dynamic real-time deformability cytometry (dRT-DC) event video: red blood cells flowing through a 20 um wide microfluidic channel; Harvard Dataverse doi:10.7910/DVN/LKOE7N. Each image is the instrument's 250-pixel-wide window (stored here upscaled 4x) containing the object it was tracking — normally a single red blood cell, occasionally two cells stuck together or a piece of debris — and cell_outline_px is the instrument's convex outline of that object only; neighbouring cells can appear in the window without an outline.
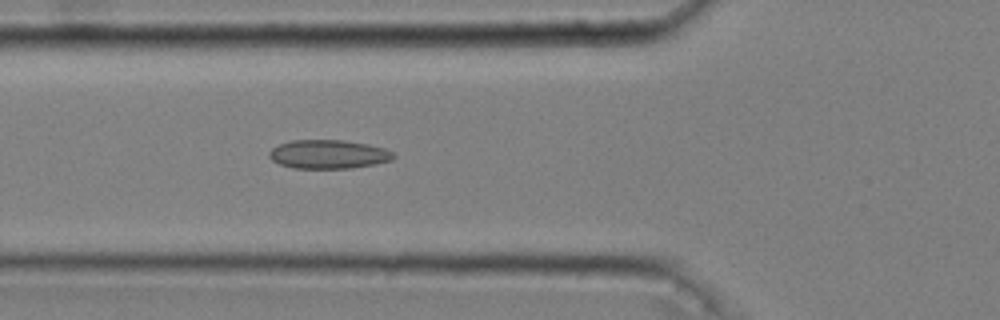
{"species": "common noctule bat (a hibernating species)", "species_latin": "Nyctalus noctula", "temperature_condition": "cold", "stored_images_in_passage": 52, "camera_frame_rate_fps": 3000, "um_per_image_px": 0.085, "animal": {"sex": "male", "body_mass_g": 20.4}, "frame": {"image": 1, "passage_image": 19, "time_ms": 6.0, "image_size_px": [1000, 320], "cell_outline_px": [[396, 156], [392, 160], [352, 168], [292, 168], [280, 164], [272, 160], [268, 156], [268, 152], [272, 148], [280, 144], [292, 140], [344, 140], [368, 144], [384, 148], [392, 152]], "centroid_in_image_um": [27.9, 13.11], "position_along_channel_um": 97.9, "area_um2": 20.81}}
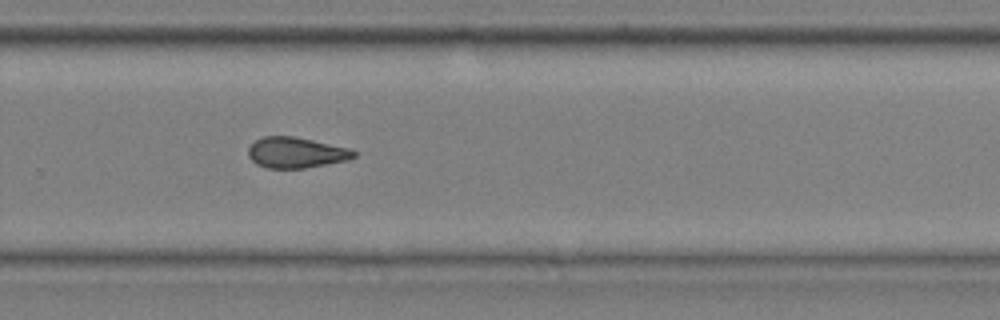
{"frame": {"image": 2, "passage_image": 36, "time_ms": 11.667, "image_size_px": [1000, 320], "cell_outline_px": [[356, 156], [348, 160], [304, 168], [268, 168], [256, 164], [248, 156], [248, 148], [256, 140], [264, 136], [292, 136], [312, 140], [348, 148], [356, 152]], "centroid_in_image_um": [25.14, 12.97], "position_along_channel_um": 304.7, "area_um2": 18.73}}
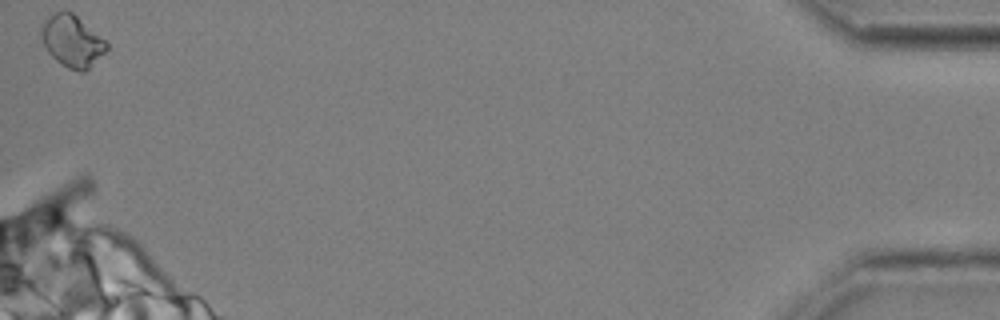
{"frame": {"image": 3, "passage_image": 52, "time_ms": 17.0, "image_size_px": [1000, 320], "cell_outline_px": [[108, 48], [84, 72], [80, 72], [68, 68], [60, 64], [44, 48], [36, 36], [40, 24], [52, 12], [72, 12], [104, 40], [108, 44]], "centroid_in_image_um": [6.01, 3.48], "position_along_channel_um": 429.2, "area_um2": 19.88}, "authors_computed_cell_mechanics": {"area_um2": 19.363, "velocity_mm_per_s": 3.6472, "shape_relaxation_time_tau1_ms": null, "shape_relaxation_time_tau2_ms": 3.5582, "deformation_change_tau1": null, "deformation_change_tau2": 0.1033}}